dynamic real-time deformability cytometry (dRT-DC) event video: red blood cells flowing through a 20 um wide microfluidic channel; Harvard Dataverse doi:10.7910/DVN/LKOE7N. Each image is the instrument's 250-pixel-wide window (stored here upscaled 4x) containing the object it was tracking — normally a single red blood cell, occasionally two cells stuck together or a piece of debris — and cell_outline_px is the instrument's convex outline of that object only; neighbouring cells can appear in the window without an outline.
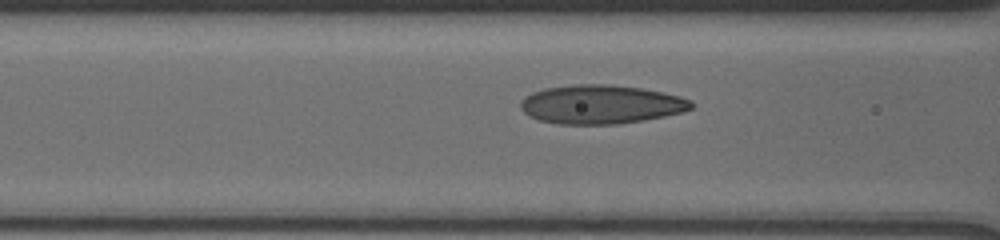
{"species": "human", "species_latin": "Homo sapiens", "temperature_condition": "cold", "stored_images_in_passage": 45, "camera_frame_rate_fps": 3000, "um_per_image_px": 0.085, "donor": {"sex": "male"}, "frame": {"image": 1, "passage_image": 9, "time_ms": 3.0, "image_size_px": [1000, 240], "cell_outline_px": [[692, 108], [680, 112], [664, 116], [616, 124], [560, 124], [540, 120], [524, 112], [520, 108], [520, 100], [524, 96], [532, 92], [544, 88], [576, 84], [612, 84], [640, 88], [680, 96], [692, 100]], "centroid_in_image_um": [51.04, 8.86], "position_along_channel_um": 115.6, "area_um2": 38.44}}
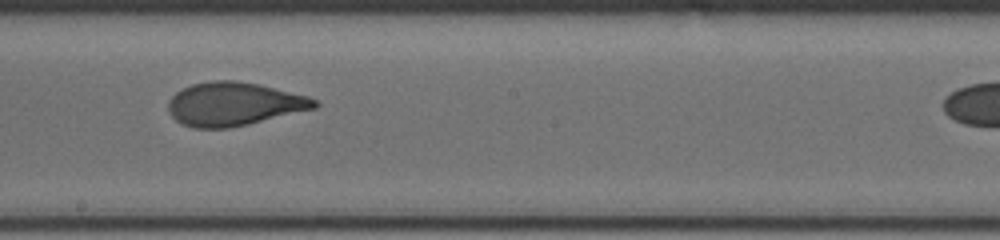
{"frame": {"image": 2, "passage_image": 17, "time_ms": 6.0, "image_size_px": [1000, 240], "cell_outline_px": [[320, 104], [316, 108], [248, 124], [228, 128], [192, 128], [176, 120], [172, 116], [168, 108], [168, 100], [176, 92], [192, 84], [212, 80], [236, 80], [256, 84], [308, 96], [316, 100]], "centroid_in_image_um": [19.87, 8.84], "position_along_channel_um": 228.3, "area_um2": 36.82}}
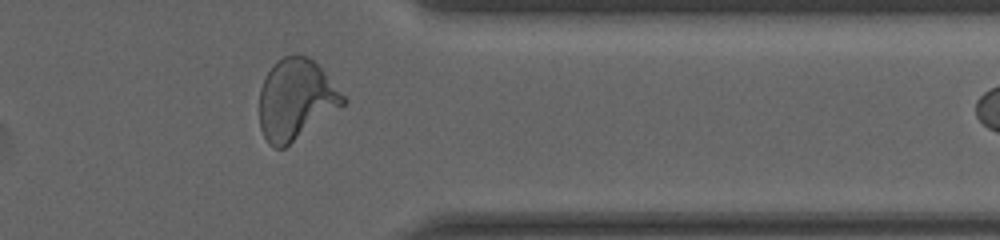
{"frame": {"image": 3, "passage_image": 43, "time_ms": 10.333, "image_size_px": [1000, 240], "cell_outline_px": [[348, 100], [344, 104], [284, 148], [276, 148], [268, 144], [260, 128], [260, 88], [268, 72], [276, 60], [284, 56], [308, 56], [324, 72]], "centroid_in_image_um": [25.12, 8.46], "position_along_channel_um": 386.3, "area_um2": 38.61}}